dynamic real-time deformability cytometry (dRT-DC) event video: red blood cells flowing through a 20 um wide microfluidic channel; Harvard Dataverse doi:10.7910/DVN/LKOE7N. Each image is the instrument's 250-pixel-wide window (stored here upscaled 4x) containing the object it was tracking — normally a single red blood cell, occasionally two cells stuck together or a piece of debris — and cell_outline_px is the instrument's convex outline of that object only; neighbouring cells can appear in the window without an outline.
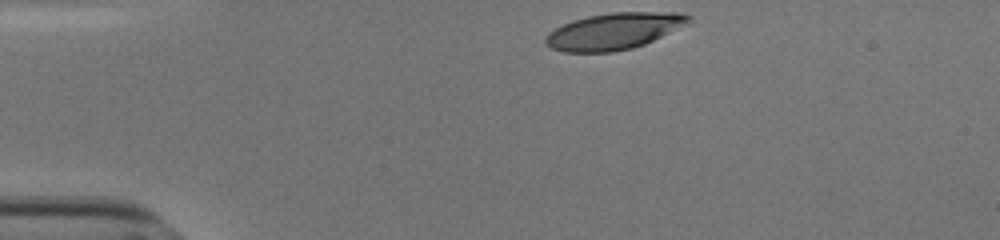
{"species": "human", "species_latin": "Homo sapiens", "temperature_condition": "cold", "stored_images_in_passage": 33, "camera_frame_rate_fps": 3000, "um_per_image_px": 0.085, "donor": {"sex": "male"}, "frame": {"image": 1, "passage_image": 1, "time_ms": 0.0, "image_size_px": [1000, 240], "cell_outline_px": [[692, 20], [644, 44], [632, 48], [612, 52], [564, 52], [552, 48], [544, 44], [544, 36], [548, 32], [572, 20], [588, 16], [608, 12], [680, 12], [692, 16]], "centroid_in_image_um": [52.12, 2.64], "position_along_channel_um": 32.9, "area_um2": 30.29}}
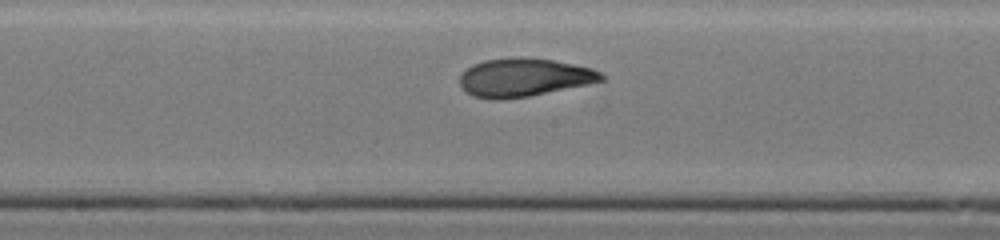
{"frame": {"image": 2, "passage_image": 19, "time_ms": 6.0, "image_size_px": [1000, 240], "cell_outline_px": [[608, 76], [604, 80], [588, 84], [528, 96], [496, 100], [492, 100], [472, 96], [464, 92], [460, 84], [460, 76], [472, 64], [484, 60], [520, 56], [552, 60], [592, 68]], "centroid_in_image_um": [44.52, 6.58], "position_along_channel_um": 203.7, "area_um2": 31.67}}
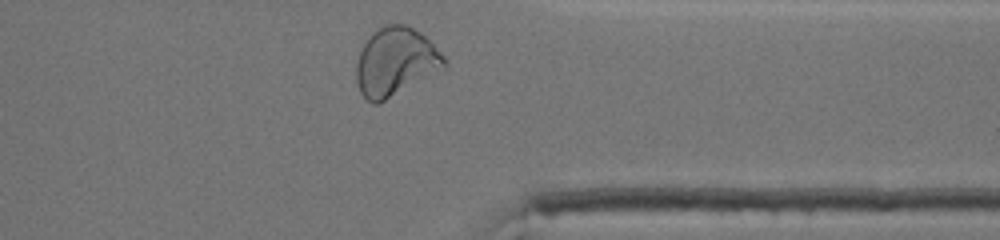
{"frame": {"image": 3, "passage_image": 33, "time_ms": 10.667, "image_size_px": [1000, 240], "cell_outline_px": [[448, 68], [376, 104], [372, 104], [360, 92], [356, 80], [356, 64], [360, 48], [368, 36], [376, 28], [384, 24], [408, 24], [420, 32], [444, 56]], "centroid_in_image_um": [33.61, 5.23], "position_along_channel_um": 377.8, "area_um2": 35.32}, "authors_computed_cell_mechanics": {"area_um2": 31.3276, "velocity_mm_per_s": 3.8034, "shape_relaxation_time_tau1_ms": 5.9702, "shape_relaxation_time_tau2_ms": 1.3464, "deformation_change_tau1": 0.217, "deformation_change_tau2": 0.0809}}